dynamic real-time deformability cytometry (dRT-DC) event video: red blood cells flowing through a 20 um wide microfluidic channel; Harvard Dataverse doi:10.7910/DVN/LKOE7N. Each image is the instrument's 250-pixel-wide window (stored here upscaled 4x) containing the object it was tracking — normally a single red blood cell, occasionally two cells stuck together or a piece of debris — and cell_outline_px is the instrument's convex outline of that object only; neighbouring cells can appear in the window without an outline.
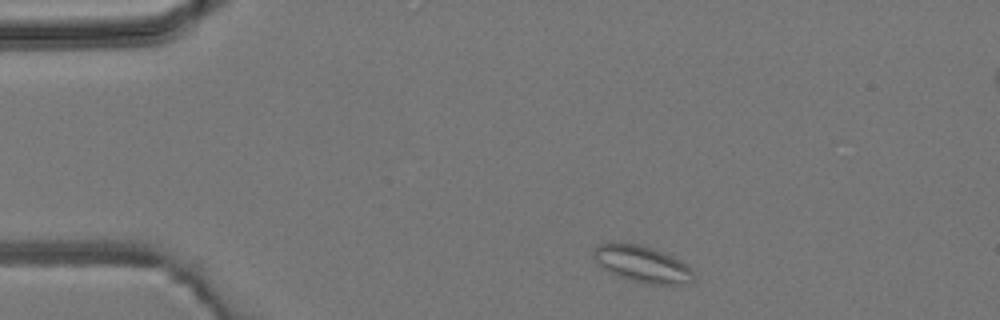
{"species": "common noctule bat (a hibernating species)", "species_latin": "Nyctalus noctula", "temperature_condition": "room temperature", "stored_images_in_passage": 4, "camera_frame_rate_fps": 3000, "um_per_image_px": 0.085, "animal": {"sex": "male", "body_mass_g": 19.2, "forearm_length_mm": 51.8}, "frame": {"image": 1, "passage_image": 1, "time_ms": 0.0, "image_size_px": [1000, 320], "cell_outline_px": [[696, 280], [688, 284], [644, 284], [616, 276], [596, 264], [592, 256], [592, 248], [600, 244], [640, 244], [664, 252], [680, 260], [696, 272]], "centroid_in_image_um": [54.61, 22.47], "position_along_channel_um": 30.4, "area_um2": 21.68}}
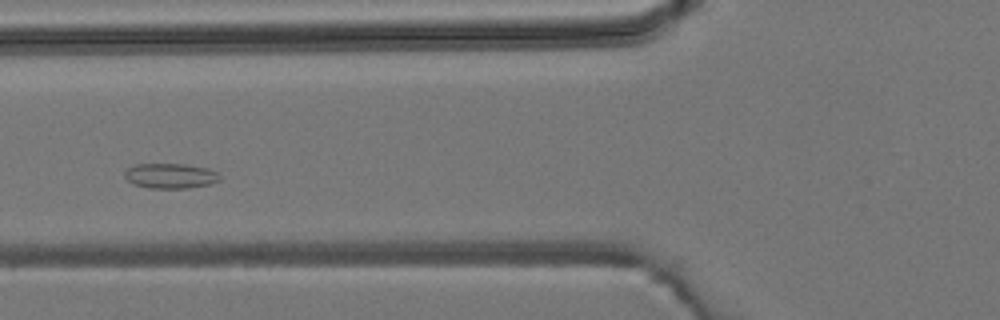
{"frame": {"image": 2, "passage_image": 4, "time_ms": 3.333, "image_size_px": [1000, 320], "cell_outline_px": [[220, 180], [208, 184], [188, 188], [148, 188], [132, 184], [124, 176], [124, 172], [128, 168], [136, 164], [184, 164], [208, 168], [216, 172], [220, 176]], "centroid_in_image_um": [14.46, 14.95], "position_along_channel_um": 111.3, "area_um2": 13.87}}